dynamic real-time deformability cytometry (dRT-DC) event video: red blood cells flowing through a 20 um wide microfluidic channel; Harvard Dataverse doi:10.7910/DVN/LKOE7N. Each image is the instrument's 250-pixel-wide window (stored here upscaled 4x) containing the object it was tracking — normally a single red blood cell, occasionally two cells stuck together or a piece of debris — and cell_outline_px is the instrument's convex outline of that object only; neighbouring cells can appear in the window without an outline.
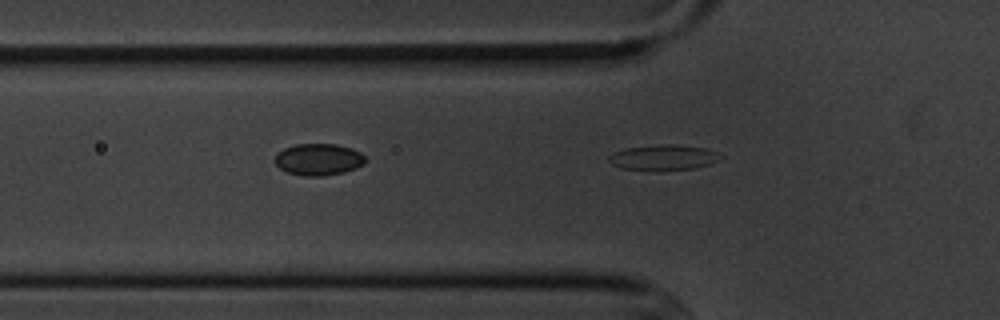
{"species": "common noctule bat (a hibernating species)", "species_latin": "Nyctalus noctula", "temperature_condition": "cold", "stored_images_in_passage": 8, "camera_frame_rate_fps": 3000, "um_per_image_px": 0.085, "animal": {"sex": "male", "body_mass_g": 20.1, "forearm_length_mm": 53.5}, "frame": {"image": 1, "passage_image": 6, "time_ms": 5.667, "image_size_px": [1000, 320], "cell_outline_px": [[724, 156], [708, 164], [696, 168], [620, 168], [612, 164], [608, 160], [608, 156], [612, 152], [624, 148], [660, 144], [676, 144], [708, 148]], "centroid_in_image_um": [56.38, 13.33], "position_along_channel_um": 69.4, "area_um2": 16.01}}
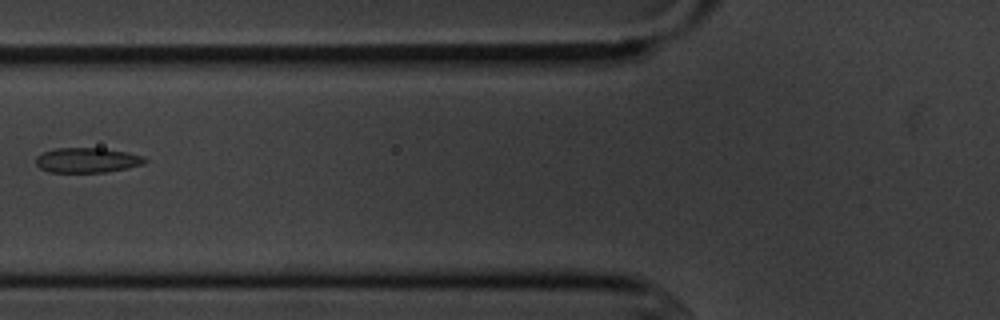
{"frame": {"image": 2, "passage_image": 7, "time_ms": 7.0, "image_size_px": [1000, 320], "cell_outline_px": [[148, 160], [144, 164], [128, 168], [104, 172], [48, 172], [40, 168], [36, 164], [36, 156], [44, 152], [56, 148], [104, 148], [128, 152], [144, 156]], "centroid_in_image_um": [7.44, 13.61], "position_along_channel_um": 118.4, "area_um2": 15.95}}
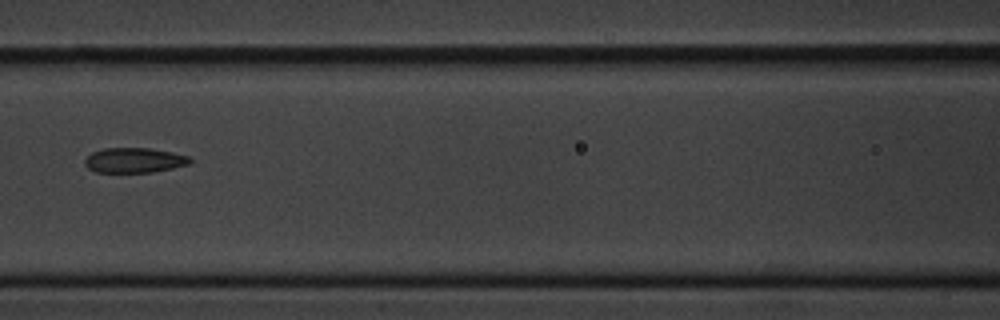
{"frame": {"image": 3, "passage_image": 8, "time_ms": 8.0, "image_size_px": [1000, 320], "cell_outline_px": [[192, 160], [188, 164], [172, 168], [152, 172], [96, 172], [88, 168], [84, 164], [84, 160], [92, 152], [104, 148], [152, 148], [172, 152], [188, 156]], "centroid_in_image_um": [11.39, 13.61], "position_along_channel_um": 155.2, "area_um2": 15.26}}